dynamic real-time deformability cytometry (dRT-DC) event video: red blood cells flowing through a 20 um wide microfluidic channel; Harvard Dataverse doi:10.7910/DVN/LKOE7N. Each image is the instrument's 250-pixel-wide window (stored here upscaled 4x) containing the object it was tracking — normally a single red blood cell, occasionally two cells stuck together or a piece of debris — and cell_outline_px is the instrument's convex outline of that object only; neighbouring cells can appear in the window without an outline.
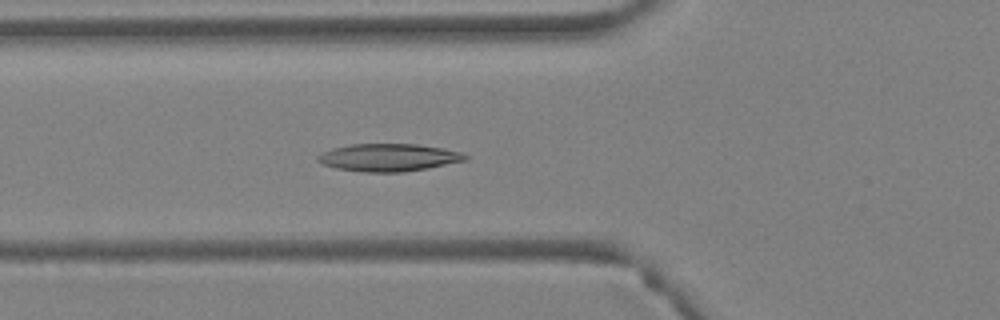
{"species": "Egyptian fruit bat (a non-hibernating species)", "species_latin": "Rousettus aegyptiacus", "temperature_condition": "warm", "stored_images_in_passage": 44, "camera_frame_rate_fps": 3000, "um_per_image_px": 0.085, "animal": {"sex": "female"}, "frame": {"image": 1, "passage_image": 17, "time_ms": 5.333, "image_size_px": [1000, 320], "cell_outline_px": [[468, 160], [428, 168], [404, 172], [364, 172], [336, 168], [320, 164], [316, 160], [316, 156], [332, 148], [352, 144], [420, 144], [460, 152], [468, 156]], "centroid_in_image_um": [33.01, 13.39], "position_along_channel_um": 92.8, "area_um2": 23.76}}
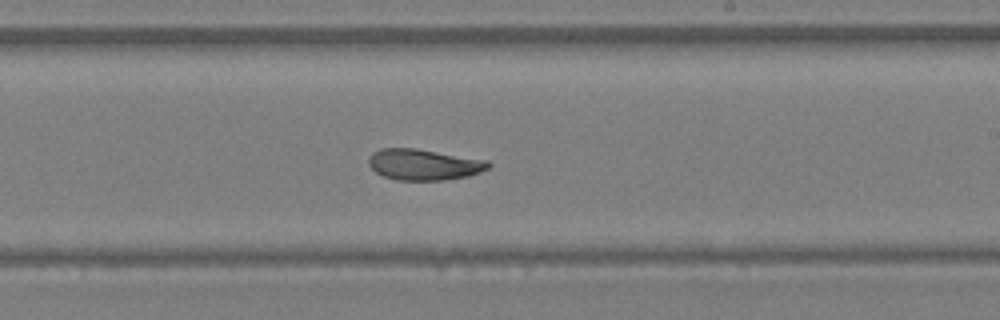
{"frame": {"image": 2, "passage_image": 27, "time_ms": 8.667, "image_size_px": [1000, 320], "cell_outline_px": [[492, 164], [488, 168], [480, 172], [468, 176], [444, 180], [396, 180], [384, 176], [376, 172], [368, 164], [368, 160], [372, 152], [380, 148], [416, 148], [488, 160]], "centroid_in_image_um": [36.03, 13.98], "position_along_channel_um": 253.0, "area_um2": 21.73}}
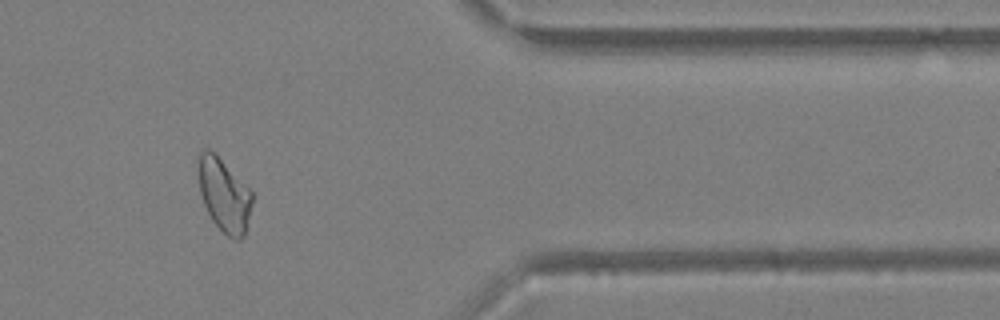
{"frame": {"image": 3, "passage_image": 37, "time_ms": 12.0, "image_size_px": [1000, 320], "cell_outline_px": [[252, 204], [244, 236], [240, 240], [236, 240], [228, 236], [212, 220], [204, 204], [200, 192], [200, 152], [204, 148], [208, 148], [252, 192]], "centroid_in_image_um": [19.07, 16.64], "position_along_channel_um": 392.3, "area_um2": 21.96}, "authors_computed_cell_mechanics": {"area_um2": 23.698, "velocity_mm_per_s": 4.8129, "shape_relaxation_time_tau1_ms": null, "shape_relaxation_time_tau2_ms": 3.481, "deformation_change_tau1": null, "deformation_change_tau2": 0.1043}}